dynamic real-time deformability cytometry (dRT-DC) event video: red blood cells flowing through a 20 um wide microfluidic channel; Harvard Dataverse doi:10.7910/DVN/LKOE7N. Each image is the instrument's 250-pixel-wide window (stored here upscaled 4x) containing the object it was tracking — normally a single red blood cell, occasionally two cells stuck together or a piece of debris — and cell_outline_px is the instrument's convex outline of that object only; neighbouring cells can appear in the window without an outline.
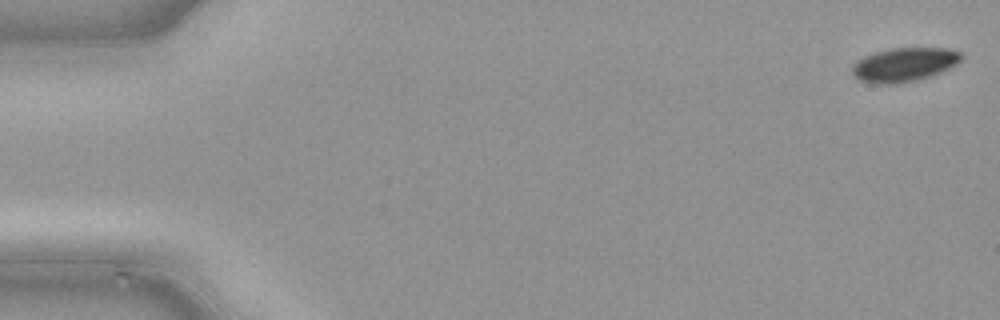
{"species": "common noctule bat (a hibernating species)", "species_latin": "Nyctalus noctula", "temperature_condition": "cold", "stored_images_in_passage": 48, "camera_frame_rate_fps": 3000, "um_per_image_px": 0.085, "animal": {"sex": "male", "body_mass_g": 21.5, "forearm_length_mm": 52.0}, "frame": {"image": 1, "passage_image": 1, "time_ms": 0.0, "image_size_px": [1000, 320], "cell_outline_px": [[964, 56], [956, 64], [932, 76], [916, 80], [896, 84], [876, 84], [860, 80], [852, 72], [852, 64], [856, 60], [864, 56], [876, 52], [892, 48], [944, 48], [960, 52]], "centroid_in_image_um": [76.84, 5.49], "position_along_channel_um": 8.2, "area_um2": 21.5}}
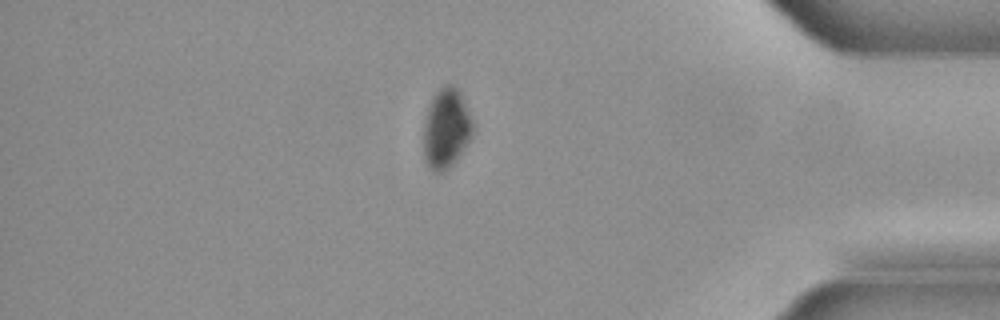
{"frame": {"image": 2, "passage_image": 41, "time_ms": 13.333, "image_size_px": [1000, 320], "cell_outline_px": [[472, 136], [456, 160], [444, 172], [436, 172], [428, 164], [424, 156], [424, 120], [432, 96], [444, 84], [452, 84], [456, 88], [472, 120]], "centroid_in_image_um": [37.91, 10.92], "position_along_channel_um": 397.3, "area_um2": 22.37}}
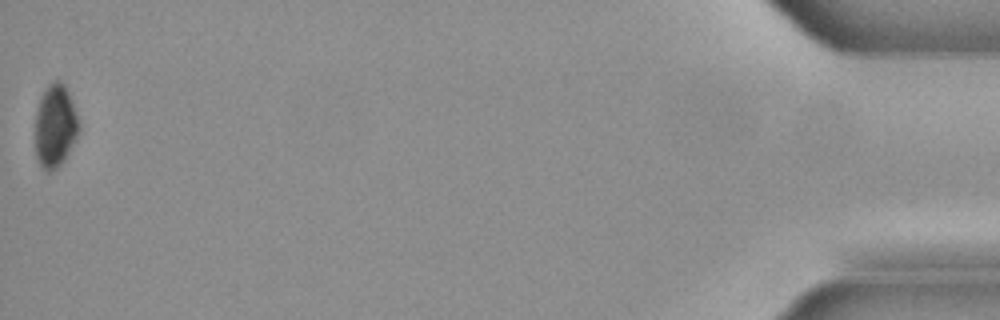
{"frame": {"image": 3, "passage_image": 48, "time_ms": 15.667, "image_size_px": [1000, 320], "cell_outline_px": [[80, 132], [76, 140], [64, 160], [56, 168], [48, 172], [40, 164], [36, 156], [36, 108], [40, 96], [48, 84], [52, 80], [60, 80], [64, 84], [72, 100], [80, 120]], "centroid_in_image_um": [4.72, 10.66], "position_along_channel_um": 430.5, "area_um2": 21.39}}